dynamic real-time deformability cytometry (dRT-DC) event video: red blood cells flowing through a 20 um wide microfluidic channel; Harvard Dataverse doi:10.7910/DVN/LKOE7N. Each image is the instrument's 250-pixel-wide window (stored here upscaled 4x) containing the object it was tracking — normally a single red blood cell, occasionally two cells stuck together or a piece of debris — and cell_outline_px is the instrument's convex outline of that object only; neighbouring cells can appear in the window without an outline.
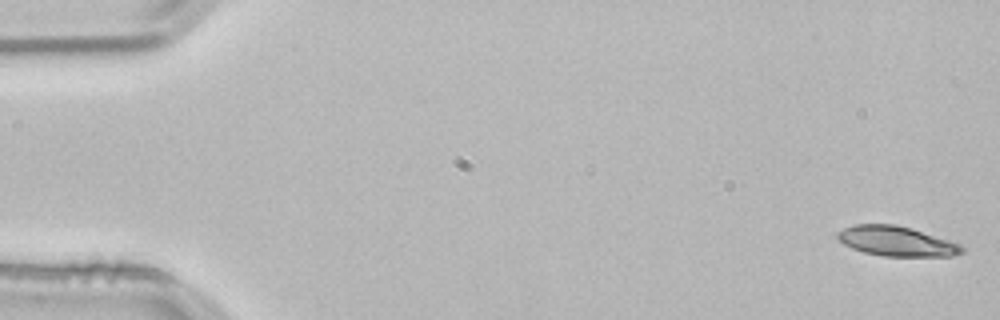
{"species": "common noctule bat (a hibernating species)", "species_latin": "Nyctalus noctula", "temperature_condition": "room temperature", "stored_images_in_passage": 53, "camera_frame_rate_fps": 3000, "um_per_image_px": 0.085, "animal": {"sex": "male", "body_mass_g": 21.5, "forearm_length_mm": 52.0}, "frame": {"image": 1, "passage_image": 1, "time_ms": 0.0, "image_size_px": [1000, 320], "cell_outline_px": [[964, 252], [952, 256], [884, 256], [864, 252], [852, 248], [844, 244], [836, 236], [836, 232], [852, 224], [896, 224], [912, 228], [960, 244], [964, 248]], "centroid_in_image_um": [76.19, 20.49], "position_along_channel_um": 8.8, "area_um2": 21.62}}
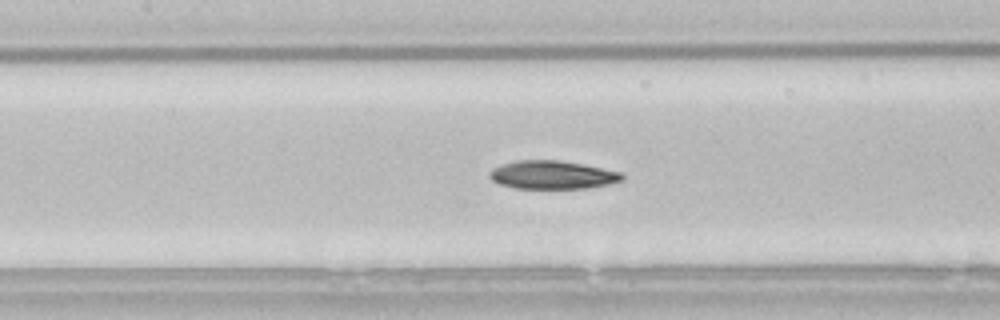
{"frame": {"image": 2, "passage_image": 24, "time_ms": 7.667, "image_size_px": [1000, 320], "cell_outline_px": [[624, 180], [608, 184], [588, 188], [516, 188], [500, 184], [492, 180], [488, 176], [488, 172], [492, 168], [516, 160], [560, 160], [584, 164], [620, 172], [624, 176]], "centroid_in_image_um": [46.94, 14.86], "position_along_channel_um": 160.5, "area_um2": 21.85}}
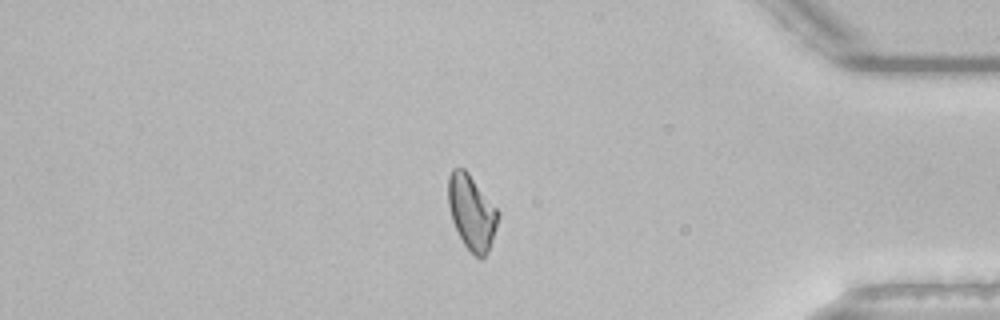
{"frame": {"image": 3, "passage_image": 45, "time_ms": 14.667, "image_size_px": [1000, 320], "cell_outline_px": [[500, 216], [488, 252], [480, 260], [464, 244], [452, 220], [448, 204], [448, 176], [452, 168], [464, 168], [468, 172], [500, 212]], "centroid_in_image_um": [40.1, 18.02], "position_along_channel_um": 395.1, "area_um2": 21.62}, "authors_computed_cell_mechanics": {"area_um2": 21.8484, "velocity_mm_per_s": 3.801, "shape_relaxation_time_tau1_ms": 3.9849, "shape_relaxation_time_tau2_ms": 7.9194, "deformation_change_tau1": 0.1445, "deformation_change_tau2": 0.1507}}